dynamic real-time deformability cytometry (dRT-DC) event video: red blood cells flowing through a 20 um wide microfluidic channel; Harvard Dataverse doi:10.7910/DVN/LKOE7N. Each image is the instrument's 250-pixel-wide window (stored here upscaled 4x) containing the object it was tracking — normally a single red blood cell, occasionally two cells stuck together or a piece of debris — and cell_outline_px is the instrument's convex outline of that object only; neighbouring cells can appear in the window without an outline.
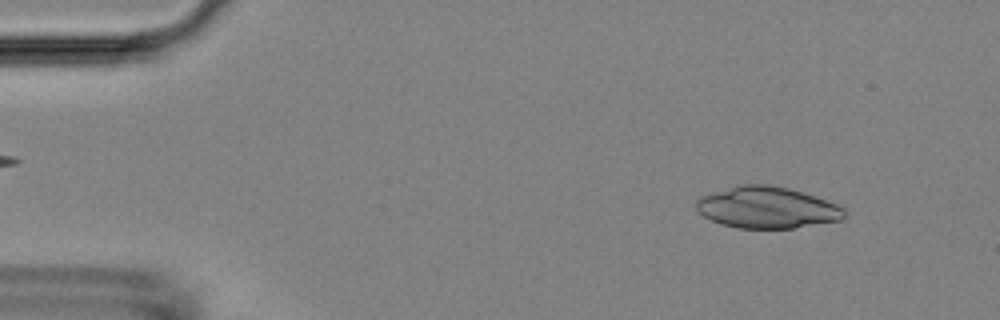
{"species": "Egyptian fruit bat (a non-hibernating species)", "species_latin": "Rousettus aegyptiacus", "temperature_condition": "room temperature", "stored_images_in_passage": 12, "camera_frame_rate_fps": 3000, "um_per_image_px": 0.085, "animal": {"sex": "female"}, "frame": {"image": 1, "passage_image": 5, "time_ms": 1.333, "image_size_px": [1000, 320], "cell_outline_px": [[844, 216], [840, 220], [792, 228], [736, 228], [720, 224], [704, 216], [696, 208], [696, 200], [700, 196], [736, 184], [768, 184], [788, 188], [836, 204], [844, 208]], "centroid_in_image_um": [65.13, 17.63], "position_along_channel_um": 19.9, "area_um2": 35.6}}